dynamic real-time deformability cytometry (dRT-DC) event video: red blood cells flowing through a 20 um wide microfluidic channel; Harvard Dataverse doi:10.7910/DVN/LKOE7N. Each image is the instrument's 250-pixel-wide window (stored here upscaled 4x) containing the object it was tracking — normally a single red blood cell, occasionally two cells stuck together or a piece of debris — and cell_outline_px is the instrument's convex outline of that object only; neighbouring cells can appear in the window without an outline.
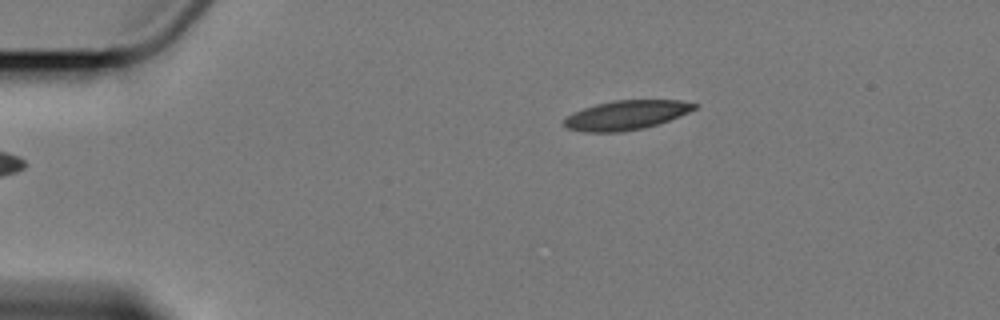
{"species": "Egyptian fruit bat (a non-hibernating species)", "species_latin": "Rousettus aegyptiacus", "temperature_condition": "cold", "stored_images_in_passage": 6, "camera_frame_rate_fps": 3000, "um_per_image_px": 0.085, "animal": {"sex": "female"}, "frame": {"image": 1, "passage_image": 6, "time_ms": 7.333, "image_size_px": [1000, 320], "cell_outline_px": [[700, 104], [696, 108], [680, 116], [644, 128], [620, 132], [584, 132], [568, 128], [564, 124], [564, 120], [568, 116], [584, 108], [596, 104], [612, 100], [680, 100]], "centroid_in_image_um": [53.26, 9.78], "position_along_channel_um": 31.7, "area_um2": 22.08}}